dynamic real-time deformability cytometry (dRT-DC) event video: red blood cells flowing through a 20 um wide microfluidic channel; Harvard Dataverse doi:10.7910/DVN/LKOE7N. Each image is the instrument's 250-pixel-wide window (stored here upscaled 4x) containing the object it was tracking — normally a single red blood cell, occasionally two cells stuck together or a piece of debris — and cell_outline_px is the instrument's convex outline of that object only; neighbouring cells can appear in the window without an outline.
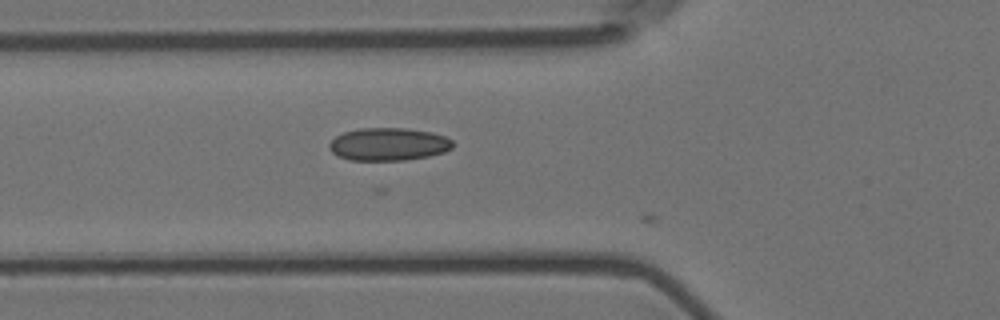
{"species": "Egyptian fruit bat (a non-hibernating species)", "species_latin": "Rousettus aegyptiacus", "temperature_condition": "room temperature", "stored_images_in_passage": 5, "camera_frame_rate_fps": 3000, "um_per_image_px": 0.085, "animal": {"sex": "female"}, "frame": {"image": 1, "passage_image": 4, "time_ms": 1.0, "image_size_px": [1000, 320], "cell_outline_px": [[452, 148], [444, 152], [428, 156], [404, 160], [348, 160], [332, 152], [328, 148], [328, 144], [336, 136], [344, 132], [360, 128], [404, 128], [432, 132], [444, 136], [452, 140]], "centroid_in_image_um": [33.01, 12.25], "position_along_channel_um": 92.8, "area_um2": 23.52}}